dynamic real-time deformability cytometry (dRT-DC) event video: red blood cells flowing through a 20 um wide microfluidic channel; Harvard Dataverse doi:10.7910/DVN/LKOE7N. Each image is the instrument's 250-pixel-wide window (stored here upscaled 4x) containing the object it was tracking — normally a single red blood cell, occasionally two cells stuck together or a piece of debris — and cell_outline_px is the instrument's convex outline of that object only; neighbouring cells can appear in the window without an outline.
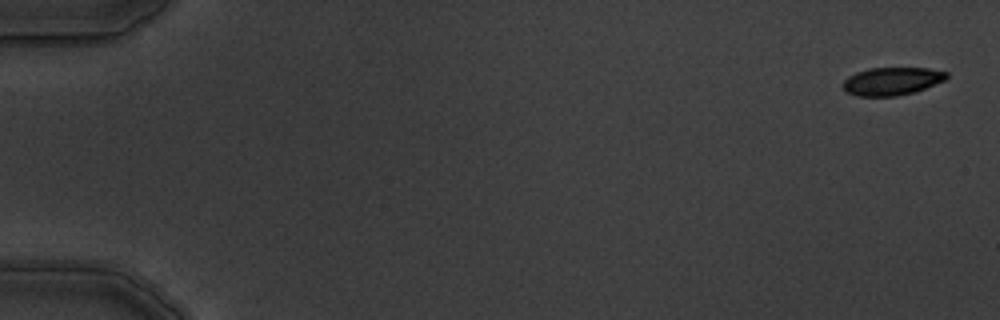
{"species": "common noctule bat (a hibernating species)", "species_latin": "Nyctalus noctula", "temperature_condition": "warm", "stored_images_in_passage": 7, "camera_frame_rate_fps": 3000, "um_per_image_px": 0.085, "animal": {"sex": "male", "body_mass_g": 19.5, "forearm_length_mm": 54.6}, "frame": {"image": 1, "passage_image": 1, "time_ms": 0.0, "image_size_px": [1000, 320], "cell_outline_px": [[948, 76], [944, 80], [916, 92], [896, 96], [856, 96], [848, 92], [844, 88], [844, 80], [848, 76], [856, 72], [868, 68], [928, 68], [948, 72]], "centroid_in_image_um": [75.82, 6.9], "position_along_channel_um": 9.2, "area_um2": 16.82}}
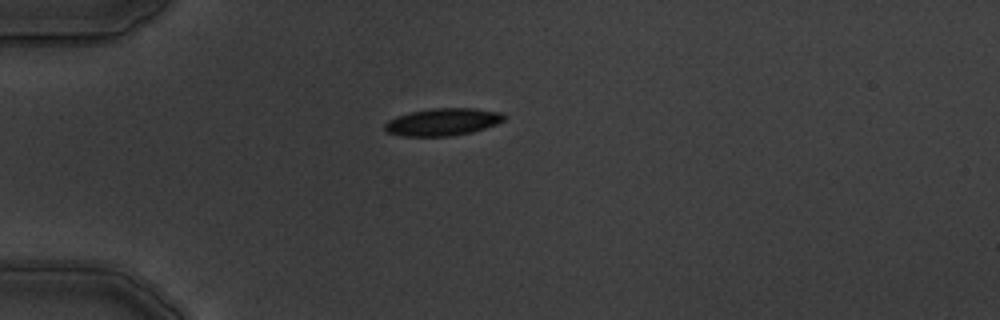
{"frame": {"image": 2, "passage_image": 5, "time_ms": 4.667, "image_size_px": [1000, 320], "cell_outline_px": [[504, 120], [496, 124], [472, 132], [448, 136], [404, 136], [388, 132], [384, 128], [384, 124], [388, 120], [396, 116], [412, 112], [432, 108], [472, 108], [500, 112], [504, 116]], "centroid_in_image_um": [37.61, 10.36], "position_along_channel_um": 47.4, "area_um2": 18.79}}
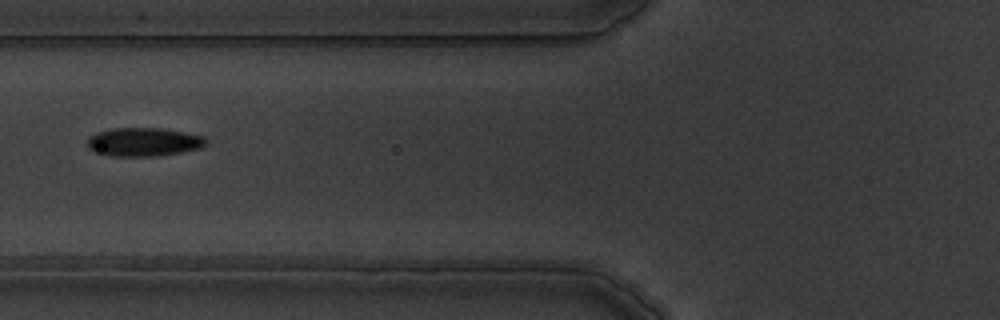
{"frame": {"image": 3, "passage_image": 7, "time_ms": 7.0, "image_size_px": [1000, 320], "cell_outline_px": [[208, 144], [200, 148], [180, 152], [156, 156], [112, 156], [96, 152], [88, 148], [88, 136], [96, 132], [112, 128], [160, 128], [184, 132], [204, 136], [208, 140]], "centroid_in_image_um": [12.22, 12.06], "position_along_channel_um": 113.6, "area_um2": 19.83}}